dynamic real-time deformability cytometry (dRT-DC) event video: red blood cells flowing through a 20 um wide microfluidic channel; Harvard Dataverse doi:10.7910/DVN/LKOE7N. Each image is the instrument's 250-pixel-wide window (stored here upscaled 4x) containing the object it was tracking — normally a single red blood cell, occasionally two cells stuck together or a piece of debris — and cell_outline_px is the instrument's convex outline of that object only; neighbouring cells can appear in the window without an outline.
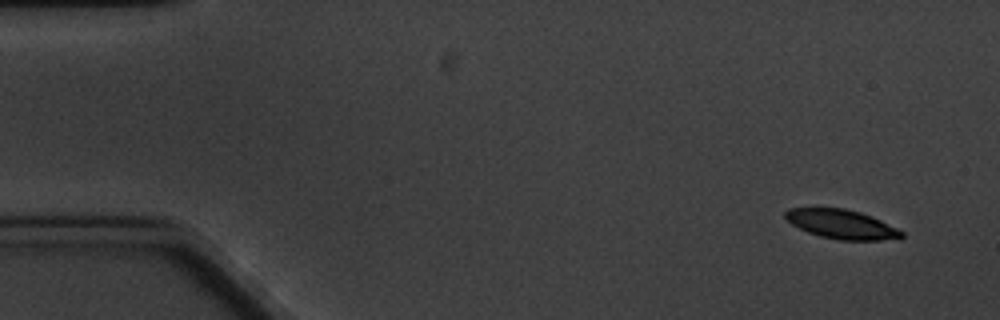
{"species": "common noctule bat (a hibernating species)", "species_latin": "Nyctalus noctula", "temperature_condition": "cold", "stored_images_in_passage": 5, "camera_frame_rate_fps": 3000, "um_per_image_px": 0.085, "animal": {"sex": "male", "body_mass_g": 20.1, "forearm_length_mm": 53.5}, "frame": {"image": 1, "passage_image": 1, "time_ms": 0.0, "image_size_px": [1000, 320], "cell_outline_px": [[904, 236], [900, 240], [840, 240], [820, 236], [808, 232], [792, 224], [784, 216], [784, 212], [788, 208], [844, 208], [860, 212], [872, 216], [904, 232]], "centroid_in_image_um": [71.57, 19.07], "position_along_channel_um": 13.4, "area_um2": 19.83}}
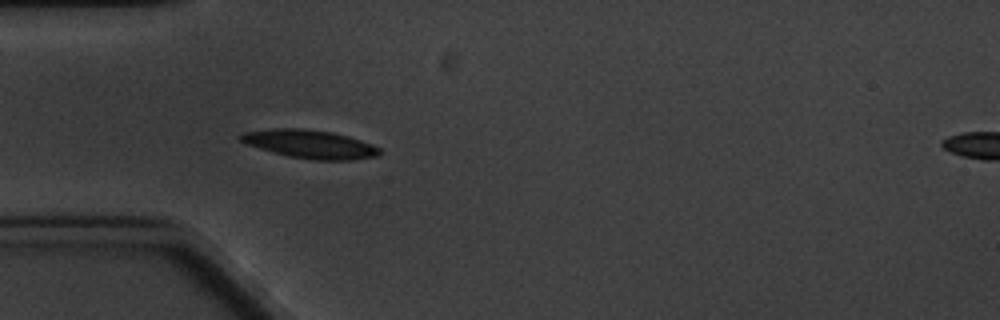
{"frame": {"image": 2, "passage_image": 5, "time_ms": 4.667, "image_size_px": [1000, 320], "cell_outline_px": [[384, 152], [380, 156], [352, 160], [312, 160], [288, 156], [272, 152], [244, 144], [236, 136], [244, 132], [276, 128], [300, 128], [332, 132], [348, 136], [372, 144], [380, 148]], "centroid_in_image_um": [26.36, 12.26], "position_along_channel_um": 58.6, "area_um2": 23.29}}